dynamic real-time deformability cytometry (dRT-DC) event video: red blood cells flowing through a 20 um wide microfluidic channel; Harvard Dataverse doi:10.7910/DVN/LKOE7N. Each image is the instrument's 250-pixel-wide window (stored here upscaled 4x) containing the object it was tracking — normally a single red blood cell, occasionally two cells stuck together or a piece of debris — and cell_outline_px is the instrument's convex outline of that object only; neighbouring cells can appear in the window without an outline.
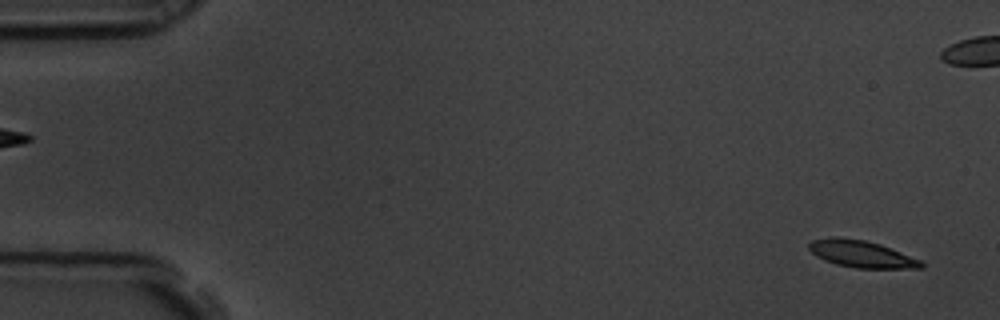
{"species": "common noctule bat (a hibernating species)", "species_latin": "Nyctalus noctula", "temperature_condition": "room temperature", "stored_images_in_passage": 58, "camera_frame_rate_fps": 3000, "um_per_image_px": 0.085, "animal": {"sex": "male", "body_mass_g": 19.5, "forearm_length_mm": 54.6}, "frame": {"image": 1, "passage_image": 2, "time_ms": 0.333, "image_size_px": [1000, 320], "cell_outline_px": [[924, 268], [856, 268], [836, 264], [824, 260], [816, 256], [808, 248], [808, 244], [812, 240], [832, 236], [836, 236], [864, 240], [880, 244], [920, 260], [924, 264]], "centroid_in_image_um": [73.18, 21.58], "position_along_channel_um": 11.8, "area_um2": 17.57}}
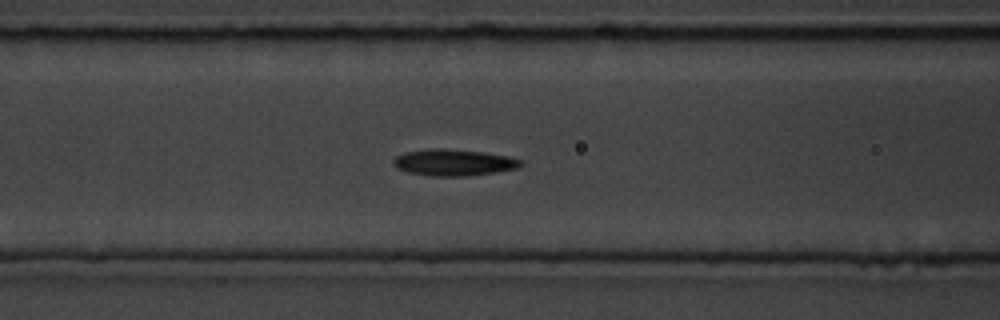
{"frame": {"image": 2, "passage_image": 23, "time_ms": 7.333, "image_size_px": [1000, 320], "cell_outline_px": [[524, 164], [520, 168], [496, 172], [464, 176], [428, 176], [408, 172], [396, 168], [392, 164], [392, 160], [396, 156], [408, 152], [432, 148], [440, 148], [484, 152], [508, 156], [520, 160]], "centroid_in_image_um": [38.57, 13.82], "position_along_channel_um": 128.0, "area_um2": 19.71}}
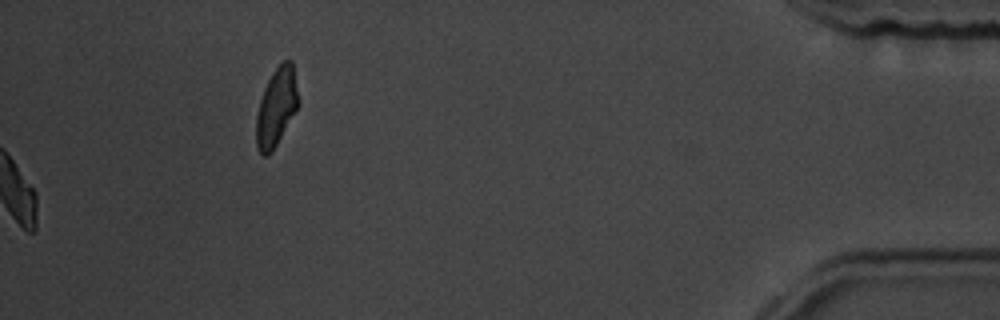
{"frame": {"image": 3, "passage_image": 58, "time_ms": 19.0, "image_size_px": [1000, 320], "cell_outline_px": [[300, 104], [272, 152], [268, 156], [264, 156], [256, 148], [256, 116], [260, 100], [264, 88], [272, 72], [284, 60], [292, 60], [300, 100]], "centroid_in_image_um": [23.5, 9.11], "position_along_channel_um": 411.7, "area_um2": 19.36}, "authors_computed_cell_mechanics": {"area_um2": 18.4093, "velocity_mm_per_s": 3.5254, "shape_relaxation_time_tau1_ms": 3.7018, "shape_relaxation_time_tau2_ms": 5.4914, "deformation_change_tau1": 0.1217, "deformation_change_tau2": 0.1212}}